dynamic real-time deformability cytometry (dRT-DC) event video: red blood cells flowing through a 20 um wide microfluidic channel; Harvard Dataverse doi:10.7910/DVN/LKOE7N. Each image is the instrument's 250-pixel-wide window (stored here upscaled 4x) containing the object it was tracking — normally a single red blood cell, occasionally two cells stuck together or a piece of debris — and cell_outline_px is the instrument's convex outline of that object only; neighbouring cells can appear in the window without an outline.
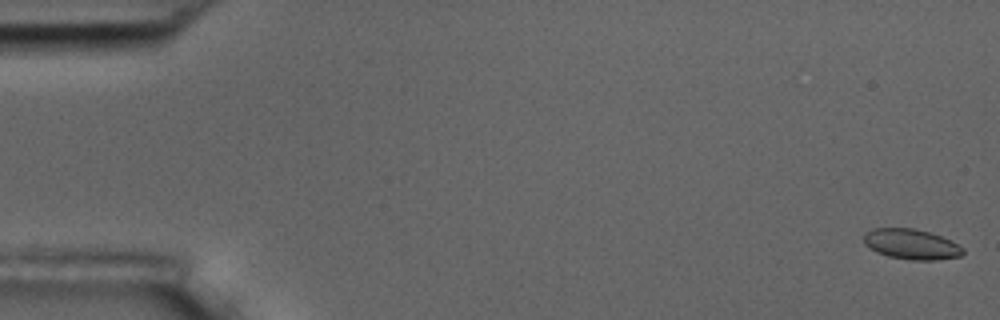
{"species": "common noctule bat (a hibernating species)", "species_latin": "Nyctalus noctula", "temperature_condition": "room temperature", "stored_images_in_passage": 55, "camera_frame_rate_fps": 3000, "um_per_image_px": 0.085, "animal": {"sex": "male", "body_mass_g": 17.5, "forearm_length_mm": 52.3}, "frame": {"image": 1, "passage_image": 1, "time_ms": 0.0, "image_size_px": [1000, 320], "cell_outline_px": [[964, 252], [960, 256], [936, 260], [912, 260], [888, 256], [876, 252], [868, 248], [864, 244], [864, 232], [872, 228], [912, 228], [928, 232], [952, 240], [964, 248]], "centroid_in_image_um": [77.44, 20.75], "position_along_channel_um": 7.6, "area_um2": 17.63}}
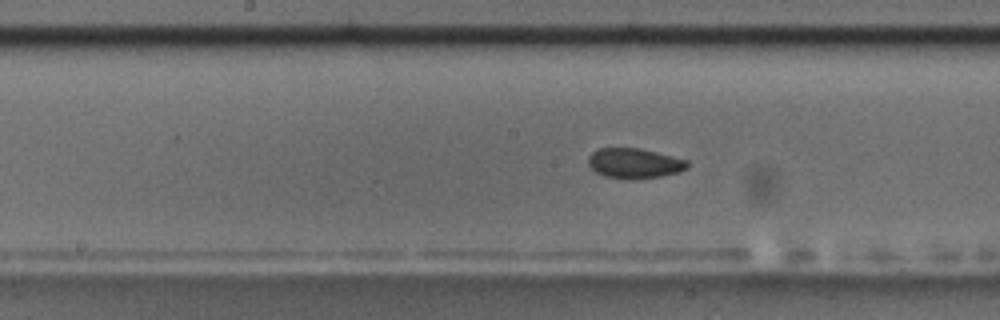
{"frame": {"image": 2, "passage_image": 28, "time_ms": 9.0, "image_size_px": [1000, 320], "cell_outline_px": [[688, 168], [676, 172], [660, 176], [632, 180], [628, 180], [604, 176], [596, 172], [588, 164], [588, 156], [596, 148], [640, 148], [688, 160]], "centroid_in_image_um": [53.89, 13.88], "position_along_channel_um": 194.3, "area_um2": 17.46}}
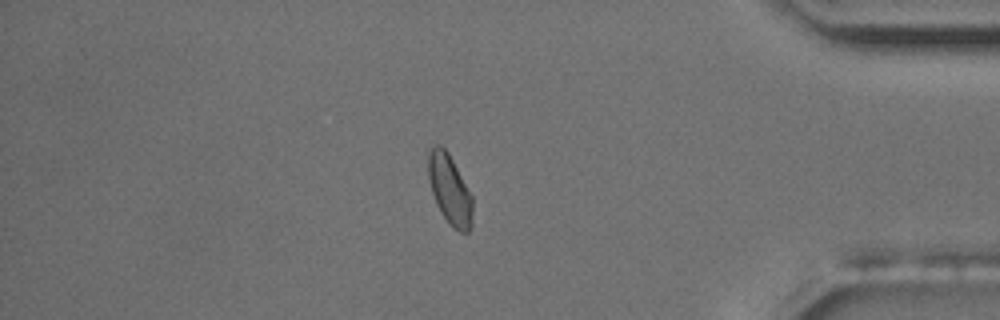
{"frame": {"image": 3, "passage_image": 47, "time_ms": 15.333, "image_size_px": [1000, 320], "cell_outline_px": [[472, 228], [468, 232], [460, 232], [440, 212], [436, 204], [432, 192], [428, 176], [428, 148], [432, 144], [440, 144], [448, 152], [472, 196]], "centroid_in_image_um": [38.21, 16.06], "position_along_channel_um": 397.0, "area_um2": 17.92}, "authors_computed_cell_mechanics": {"area_um2": 17.5134, "velocity_mm_per_s": 3.7005, "shape_relaxation_time_tau1_ms": 3.5045, "shape_relaxation_time_tau2_ms": 1.3275, "deformation_change_tau1": 0.0666, "deformation_change_tau2": 0.0407}}